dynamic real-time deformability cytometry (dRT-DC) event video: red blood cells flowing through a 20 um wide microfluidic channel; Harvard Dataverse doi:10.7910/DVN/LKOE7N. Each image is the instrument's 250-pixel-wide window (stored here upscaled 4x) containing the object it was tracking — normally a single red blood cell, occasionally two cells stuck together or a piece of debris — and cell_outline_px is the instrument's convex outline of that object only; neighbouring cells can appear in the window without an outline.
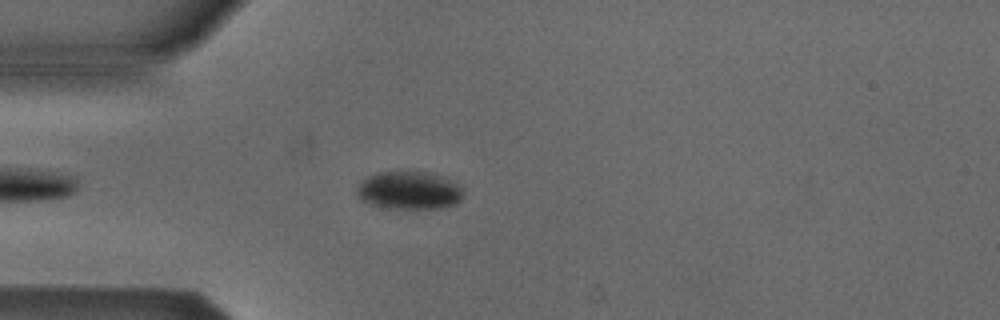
{"species": "Egyptian fruit bat (a non-hibernating species)", "species_latin": "Rousettus aegyptiacus", "temperature_condition": "cold", "stored_images_in_passage": 5, "camera_frame_rate_fps": 3000, "um_per_image_px": 0.085, "animal": {"sex": "male"}, "frame": {"image": 1, "passage_image": 5, "time_ms": 4.667, "image_size_px": [1000, 320], "cell_outline_px": [[464, 192], [460, 200], [456, 204], [444, 208], [388, 208], [372, 204], [360, 200], [356, 192], [356, 188], [368, 176], [380, 172], [424, 172], [436, 176], [456, 184], [464, 188]], "centroid_in_image_um": [34.76, 16.21], "position_along_channel_um": 50.2, "area_um2": 23.12}}